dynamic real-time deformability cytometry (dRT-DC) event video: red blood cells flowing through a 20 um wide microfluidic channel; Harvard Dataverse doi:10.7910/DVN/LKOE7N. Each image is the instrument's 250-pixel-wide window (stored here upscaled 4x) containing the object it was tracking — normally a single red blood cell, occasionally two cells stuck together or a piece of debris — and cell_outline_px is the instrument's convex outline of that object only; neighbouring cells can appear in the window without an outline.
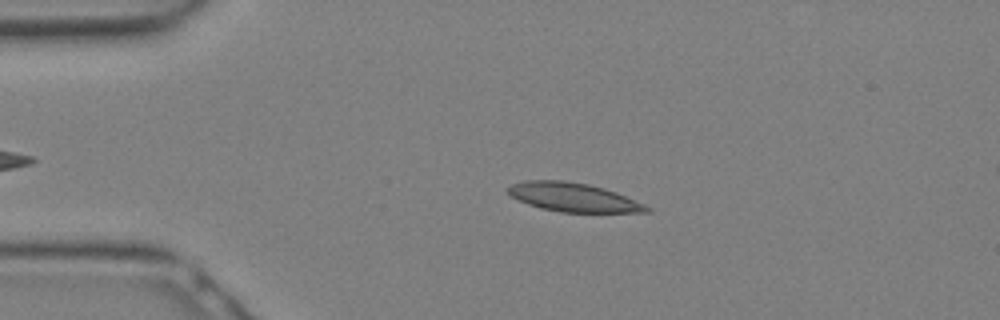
{"species": "Egyptian fruit bat (a non-hibernating species)", "species_latin": "Rousettus aegyptiacus", "temperature_condition": "warm", "stored_images_in_passage": 21, "camera_frame_rate_fps": 3000, "um_per_image_px": 0.085, "animal": {"sex": "female"}, "frame": {"image": 1, "passage_image": 6, "time_ms": 1.667, "image_size_px": [1000, 320], "cell_outline_px": [[652, 212], [560, 212], [540, 208], [528, 204], [512, 196], [504, 188], [512, 184], [524, 180], [564, 180], [588, 184], [604, 188], [616, 192], [644, 204], [652, 208]], "centroid_in_image_um": [48.72, 16.76], "position_along_channel_um": 36.3, "area_um2": 23.29}}
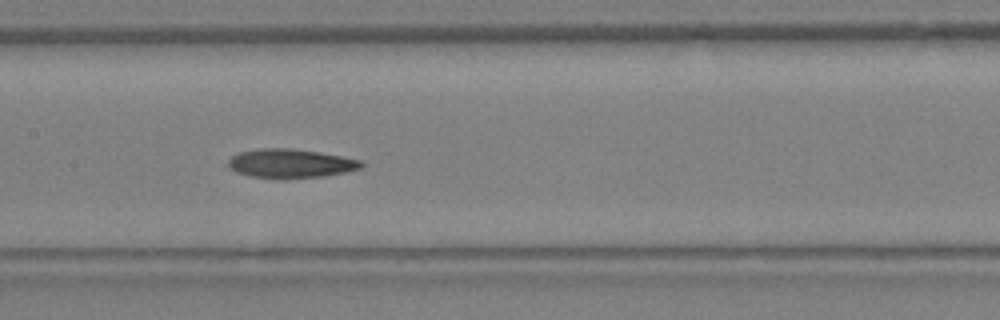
{"frame": {"image": 2, "passage_image": 14, "time_ms": 4.333, "image_size_px": [1000, 320], "cell_outline_px": [[364, 164], [360, 168], [344, 172], [324, 176], [280, 180], [276, 180], [252, 176], [236, 172], [228, 164], [228, 160], [236, 152], [256, 148], [288, 148], [320, 152], [364, 160]], "centroid_in_image_um": [24.69, 13.9], "position_along_channel_um": 182.7, "area_um2": 22.89}}
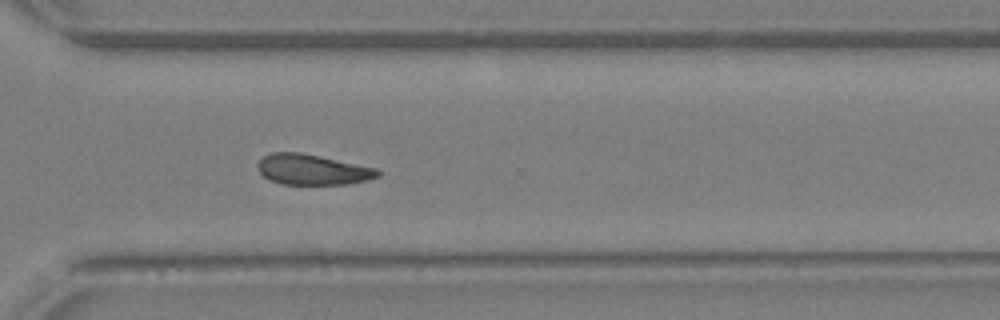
{"frame": {"image": 3, "passage_image": 21, "time_ms": 6.667, "image_size_px": [1000, 320], "cell_outline_px": [[380, 176], [368, 180], [348, 184], [280, 184], [268, 180], [260, 172], [260, 160], [264, 156], [272, 152], [300, 152], [380, 168]], "centroid_in_image_um": [26.63, 14.42], "position_along_channel_um": 344.0, "area_um2": 21.39}}